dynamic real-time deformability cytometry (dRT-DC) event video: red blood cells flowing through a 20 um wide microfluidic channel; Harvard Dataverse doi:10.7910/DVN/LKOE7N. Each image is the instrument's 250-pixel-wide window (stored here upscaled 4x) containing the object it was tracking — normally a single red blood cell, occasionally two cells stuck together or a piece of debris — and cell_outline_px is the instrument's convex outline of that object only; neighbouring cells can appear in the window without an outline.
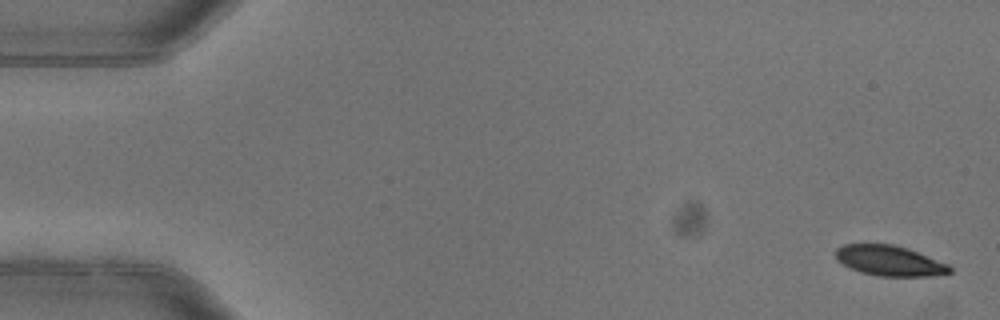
{"species": "common noctule bat (a hibernating species)", "species_latin": "Nyctalus noctula", "temperature_condition": "warm", "stored_images_in_passage": 5, "camera_frame_rate_fps": 3000, "um_per_image_px": 0.085, "animal": {"sex": "female"}, "frame": {"image": 1, "passage_image": 1, "time_ms": 0.0, "image_size_px": [1000, 320], "cell_outline_px": [[952, 272], [932, 276], [880, 276], [860, 272], [836, 260], [836, 248], [844, 244], [892, 244], [908, 248], [948, 264], [952, 268]], "centroid_in_image_um": [75.62, 22.16], "position_along_channel_um": 9.4, "area_um2": 20.06}}
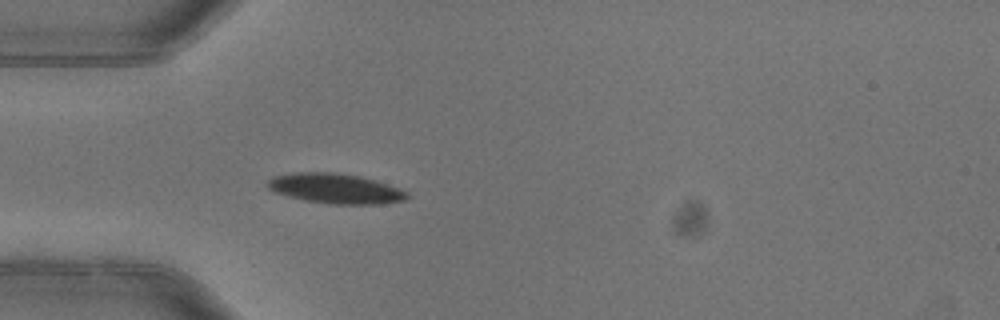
{"frame": {"image": 2, "passage_image": 5, "time_ms": 1.333, "image_size_px": [1000, 320], "cell_outline_px": [[408, 196], [404, 200], [380, 204], [328, 204], [304, 200], [288, 196], [276, 192], [268, 188], [268, 180], [272, 176], [292, 172], [336, 172], [356, 176], [372, 180], [408, 192]], "centroid_in_image_um": [28.44, 16.03], "position_along_channel_um": 56.6, "area_um2": 24.04}}